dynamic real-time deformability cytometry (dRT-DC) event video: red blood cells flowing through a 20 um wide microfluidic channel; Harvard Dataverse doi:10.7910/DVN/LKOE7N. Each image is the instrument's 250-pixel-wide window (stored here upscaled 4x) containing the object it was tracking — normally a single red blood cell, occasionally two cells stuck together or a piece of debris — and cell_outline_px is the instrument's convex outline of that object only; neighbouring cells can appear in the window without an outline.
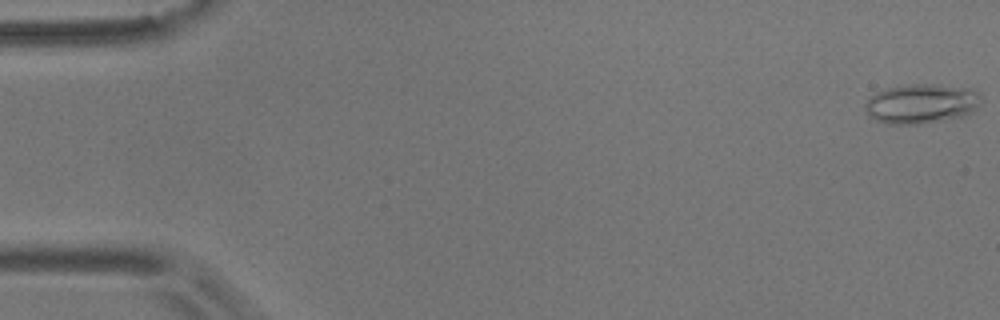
{"species": "common noctule bat (a hibernating species)", "species_latin": "Nyctalus noctula", "temperature_condition": "room temperature", "stored_images_in_passage": 55, "camera_frame_rate_fps": 3000, "um_per_image_px": 0.085, "animal": {"sex": "male", "body_mass_g": 17.9}, "frame": {"image": 1, "passage_image": 1, "time_ms": 0.0, "image_size_px": [1000, 320], "cell_outline_px": [[984, 100], [972, 112], [960, 116], [920, 124], [888, 124], [876, 120], [868, 116], [864, 108], [864, 104], [876, 92], [884, 88], [908, 84], [936, 84], [972, 88], [980, 92]], "centroid_in_image_um": [78.33, 8.79], "position_along_channel_um": 6.7, "area_um2": 27.11}}
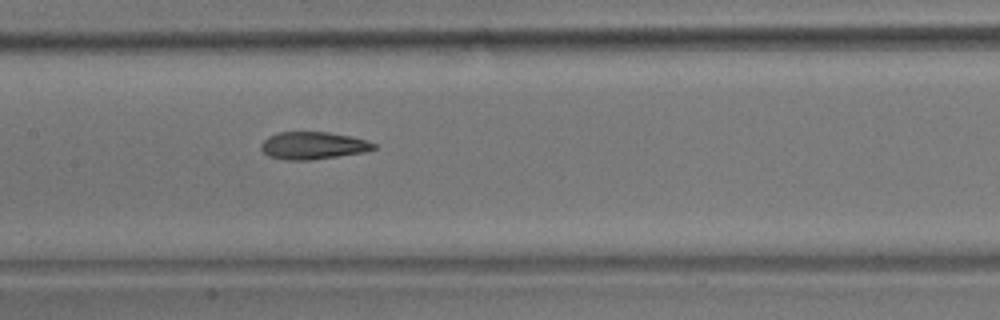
{"frame": {"image": 2, "passage_image": 27, "time_ms": 8.667, "image_size_px": [1000, 320], "cell_outline_px": [[376, 148], [364, 152], [312, 160], [284, 160], [268, 156], [260, 148], [260, 144], [268, 136], [280, 132], [328, 132], [352, 136], [376, 144]], "centroid_in_image_um": [26.58, 12.37], "position_along_channel_um": 180.8, "area_um2": 18.03}}
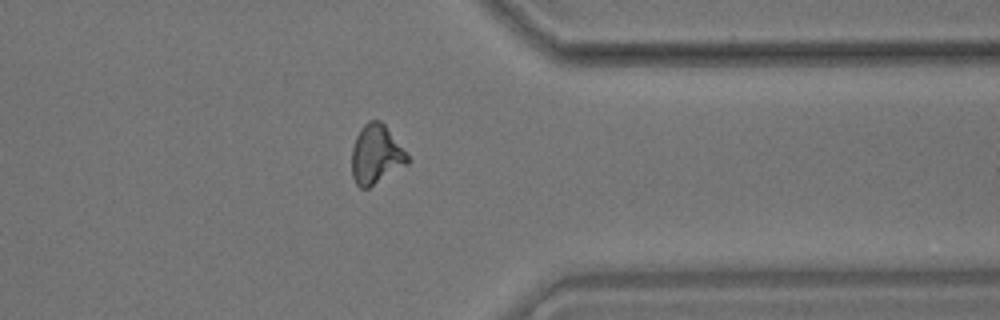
{"frame": {"image": 3, "passage_image": 44, "time_ms": 14.333, "image_size_px": [1000, 320], "cell_outline_px": [[412, 160], [408, 164], [368, 188], [360, 188], [356, 184], [352, 176], [352, 148], [356, 136], [360, 128], [368, 120], [380, 120], [384, 124]], "centroid_in_image_um": [31.96, 13.13], "position_along_channel_um": 379.4, "area_um2": 19.25}, "authors_computed_cell_mechanics": {"area_um2": 18.8428, "velocity_mm_per_s": 3.6387, "shape_relaxation_time_tau1_ms": 10.2351, "shape_relaxation_time_tau2_ms": 1.8641, "deformation_change_tau1": 0.2667, "deformation_change_tau2": 0.0969}}